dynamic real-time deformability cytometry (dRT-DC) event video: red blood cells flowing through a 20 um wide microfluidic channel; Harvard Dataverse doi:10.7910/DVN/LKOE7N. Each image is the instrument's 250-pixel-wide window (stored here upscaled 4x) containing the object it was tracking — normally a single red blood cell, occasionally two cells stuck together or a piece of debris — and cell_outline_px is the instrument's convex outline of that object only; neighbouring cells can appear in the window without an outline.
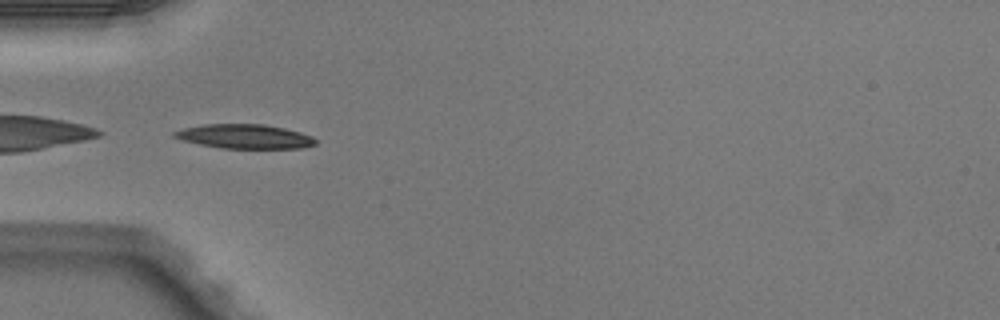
{"species": "Egyptian fruit bat (a non-hibernating species)", "species_latin": "Rousettus aegyptiacus", "temperature_condition": "warm", "stored_images_in_passage": 6, "camera_frame_rate_fps": 3000, "um_per_image_px": 0.085, "animal": {"sex": "male"}, "frame": {"image": 1, "passage_image": 4, "time_ms": 1.0, "image_size_px": [1000, 320], "cell_outline_px": [[316, 144], [304, 148], [220, 148], [200, 144], [184, 140], [172, 136], [172, 132], [184, 128], [204, 124], [264, 124], [284, 128], [300, 132], [312, 136], [316, 140]], "centroid_in_image_um": [20.81, 11.59], "position_along_channel_um": 64.2, "area_um2": 19.88}}
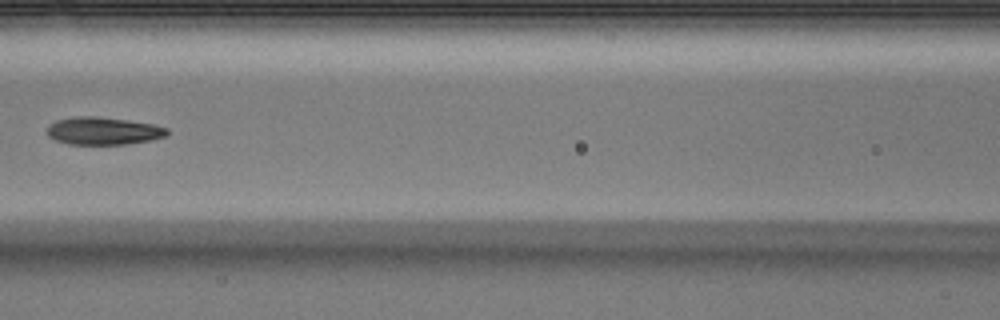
{"frame": {"image": 2, "passage_image": 6, "time_ms": 1.667, "image_size_px": [1000, 320], "cell_outline_px": [[168, 132], [164, 136], [152, 140], [128, 144], [68, 144], [56, 140], [48, 136], [48, 128], [56, 120], [76, 116], [96, 116], [152, 124], [168, 128]], "centroid_in_image_um": [8.78, 11.13], "position_along_channel_um": 157.8, "area_um2": 19.07}}